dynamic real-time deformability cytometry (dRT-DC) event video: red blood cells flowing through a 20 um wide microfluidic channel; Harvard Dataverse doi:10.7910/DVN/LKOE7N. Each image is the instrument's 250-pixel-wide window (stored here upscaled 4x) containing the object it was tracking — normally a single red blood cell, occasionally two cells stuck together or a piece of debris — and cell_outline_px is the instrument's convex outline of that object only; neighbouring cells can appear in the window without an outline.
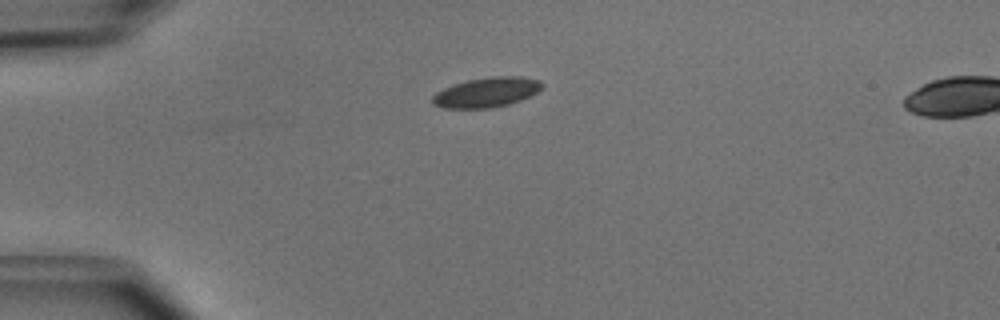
{"species": "common noctule bat (a hibernating species)", "species_latin": "Nyctalus noctula", "temperature_condition": "cold", "stored_images_in_passage": 39, "camera_frame_rate_fps": 3000, "um_per_image_px": 0.085, "animal": {"sex": "male", "body_mass_g": 15.6}, "frame": {"image": 1, "passage_image": 1, "time_ms": 0.0, "image_size_px": [1000, 320], "cell_outline_px": [[544, 88], [520, 100], [508, 104], [492, 108], [444, 108], [432, 104], [432, 96], [436, 92], [452, 84], [468, 80], [488, 76], [520, 76], [540, 80], [544, 84]], "centroid_in_image_um": [41.36, 7.84], "position_along_channel_um": 43.6, "area_um2": 19.19}}
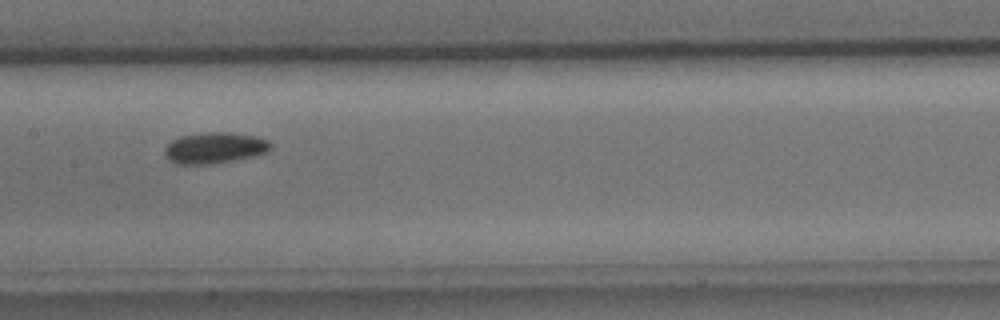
{"frame": {"image": 2, "passage_image": 14, "time_ms": 4.333, "image_size_px": [1000, 320], "cell_outline_px": [[272, 148], [268, 152], [256, 156], [212, 164], [176, 164], [168, 160], [164, 156], [164, 148], [172, 140], [180, 136], [204, 132], [228, 132], [256, 136], [268, 140], [272, 144]], "centroid_in_image_um": [18.25, 12.57], "position_along_channel_um": 189.2, "area_um2": 19.54}}
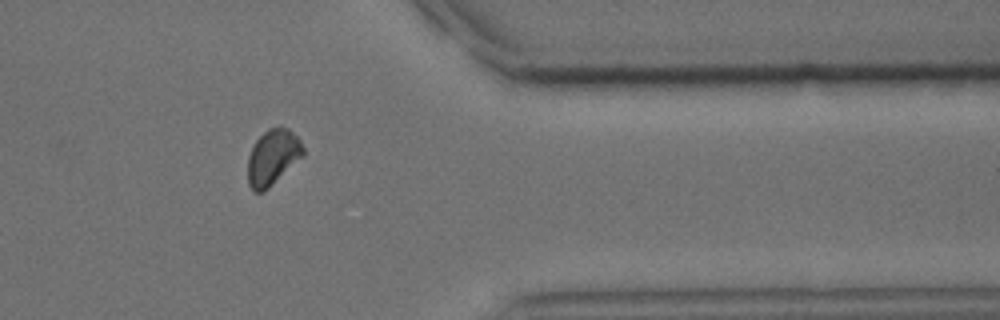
{"frame": {"image": 3, "passage_image": 30, "time_ms": 9.667, "image_size_px": [1000, 320], "cell_outline_px": [[304, 156], [264, 192], [256, 192], [248, 184], [248, 156], [256, 140], [268, 128], [280, 124], [288, 128], [300, 140], [304, 148]], "centroid_in_image_um": [23.2, 13.34], "position_along_channel_um": 388.2, "area_um2": 18.09}, "authors_computed_cell_mechanics": {"area_um2": 18.207, "velocity_mm_per_s": 3.9676, "shape_relaxation_time_tau1_ms": 3.2392, "shape_relaxation_time_tau2_ms": 6.4296, "deformation_change_tau1": 0.051, "deformation_change_tau2": 0.0807}}